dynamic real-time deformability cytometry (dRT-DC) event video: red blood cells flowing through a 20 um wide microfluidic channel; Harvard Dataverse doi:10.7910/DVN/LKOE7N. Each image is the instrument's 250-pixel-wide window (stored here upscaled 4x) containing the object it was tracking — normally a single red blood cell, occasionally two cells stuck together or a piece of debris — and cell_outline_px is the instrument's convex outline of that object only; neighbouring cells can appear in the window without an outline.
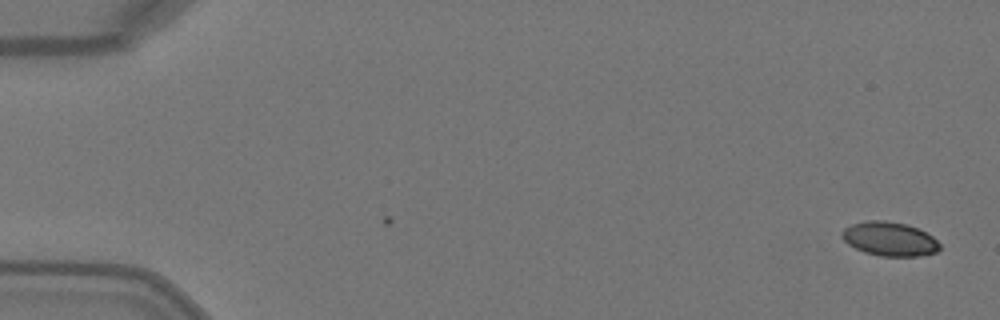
{"species": "Egyptian fruit bat (a non-hibernating species)", "species_latin": "Rousettus aegyptiacus", "temperature_condition": "warm", "stored_images_in_passage": 5, "camera_frame_rate_fps": 3000, "um_per_image_px": 0.085, "animal": {"sex": "female"}, "frame": {"image": 1, "passage_image": 5, "time_ms": 1.333, "image_size_px": [1000, 320], "cell_outline_px": [[940, 248], [936, 252], [916, 256], [880, 256], [864, 252], [848, 244], [840, 236], [840, 232], [844, 228], [852, 224], [868, 220], [884, 220], [904, 224], [916, 228], [932, 236], [940, 244]], "centroid_in_image_um": [75.57, 20.31], "position_along_channel_um": 9.4, "area_um2": 19.25}}